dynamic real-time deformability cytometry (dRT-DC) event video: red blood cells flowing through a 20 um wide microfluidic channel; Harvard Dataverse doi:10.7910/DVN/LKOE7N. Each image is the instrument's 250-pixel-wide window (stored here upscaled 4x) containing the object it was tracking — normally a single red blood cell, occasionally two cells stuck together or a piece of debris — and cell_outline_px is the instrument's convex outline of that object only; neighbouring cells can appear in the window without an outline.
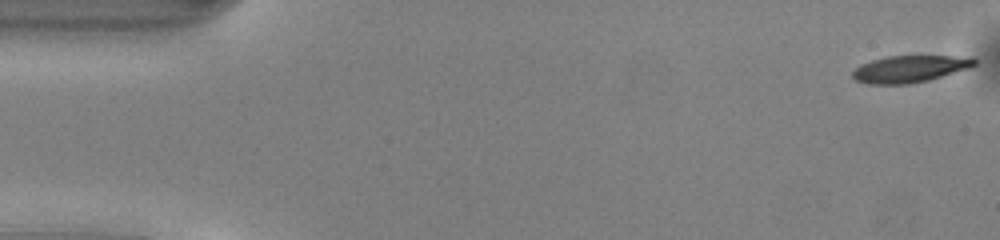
{"species": "common noctule bat (a hibernating species)", "species_latin": "Nyctalus noctula", "temperature_condition": "warm", "stored_images_in_passage": 49, "camera_frame_rate_fps": 3000, "um_per_image_px": 0.085, "animal": {"sex": "male", "body_mass_g": 13.0, "forearm_length_mm": 53.1}, "frame": {"image": 1, "passage_image": 1, "time_ms": 0.0, "image_size_px": [1000, 240], "cell_outline_px": [[976, 64], [968, 68], [928, 80], [908, 84], [868, 84], [856, 80], [852, 76], [852, 72], [860, 64], [872, 60], [888, 56], [976, 56]], "centroid_in_image_um": [77.34, 5.85], "position_along_channel_um": 7.7, "area_um2": 19.07}}
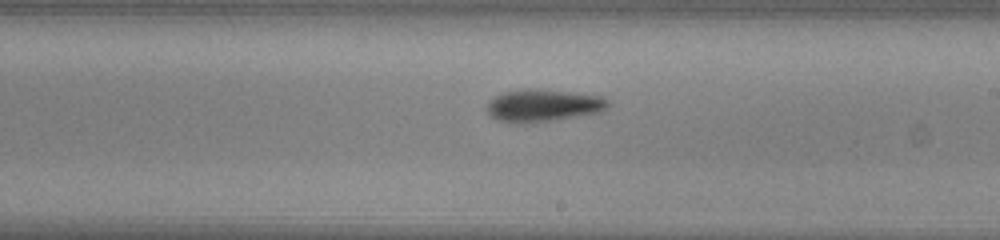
{"frame": {"image": 2, "passage_image": 28, "time_ms": 9.0, "image_size_px": [1000, 240], "cell_outline_px": [[608, 108], [600, 112], [552, 120], [524, 124], [500, 120], [492, 116], [488, 112], [488, 104], [496, 96], [504, 92], [524, 88], [532, 88], [572, 92], [600, 96], [608, 100]], "centroid_in_image_um": [46.19, 8.95], "position_along_channel_um": 242.8, "area_um2": 22.54}}
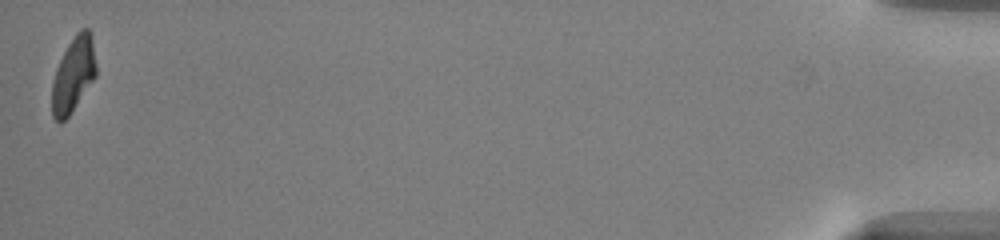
{"frame": {"image": 3, "passage_image": 49, "time_ms": 16.0, "image_size_px": [1000, 240], "cell_outline_px": [[96, 76], [68, 116], [60, 124], [52, 116], [52, 84], [56, 68], [68, 44], [76, 32], [80, 28], [88, 28], [92, 32], [96, 64]], "centroid_in_image_um": [6.25, 6.3], "position_along_channel_um": 429.0, "area_um2": 19.31}, "authors_computed_cell_mechanics": {"area_um2": 20.9236, "velocity_mm_per_s": 4.1309, "shape_relaxation_time_tau1_ms": 2.8643, "shape_relaxation_time_tau2_ms": 8.205, "deformation_change_tau1": 0.144, "deformation_change_tau2": 0.1973}}